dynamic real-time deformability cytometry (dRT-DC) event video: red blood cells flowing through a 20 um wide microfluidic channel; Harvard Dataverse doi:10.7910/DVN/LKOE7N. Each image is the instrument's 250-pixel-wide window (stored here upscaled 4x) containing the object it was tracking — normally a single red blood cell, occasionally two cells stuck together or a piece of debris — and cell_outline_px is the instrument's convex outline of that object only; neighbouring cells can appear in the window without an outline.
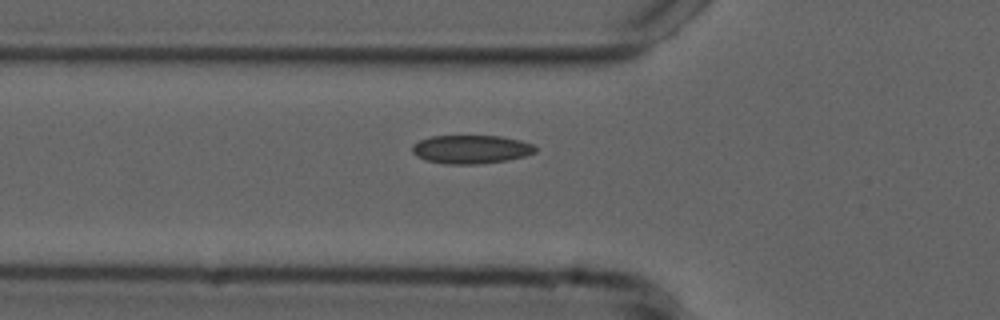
{"species": "common noctule bat (a hibernating species)", "species_latin": "Nyctalus noctula", "temperature_condition": "cold", "stored_images_in_passage": 39, "camera_frame_rate_fps": 3000, "um_per_image_px": 0.085, "animal": {"sex": "male", "forearm_length_mm": 52.5}, "frame": {"image": 1, "passage_image": 6, "time_ms": 1.667, "image_size_px": [1000, 320], "cell_outline_px": [[536, 152], [524, 156], [508, 160], [476, 164], [444, 164], [424, 160], [416, 156], [412, 152], [412, 144], [420, 140], [432, 136], [500, 136], [520, 140], [532, 144], [536, 148]], "centroid_in_image_um": [40.01, 12.69], "position_along_channel_um": 85.8, "area_um2": 20.52}}
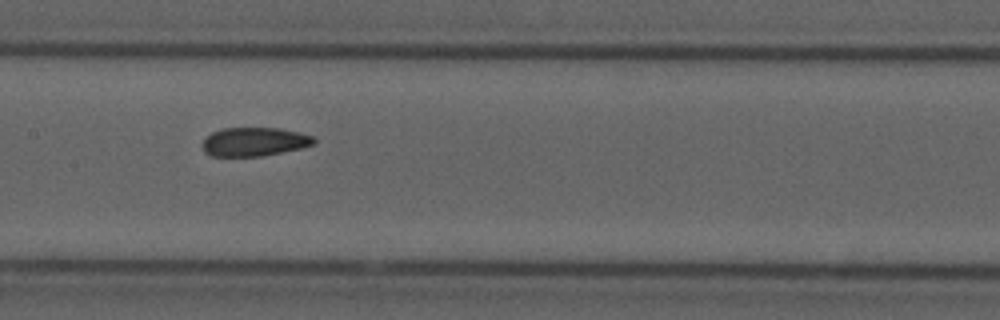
{"frame": {"image": 2, "passage_image": 14, "time_ms": 4.333, "image_size_px": [1000, 320], "cell_outline_px": [[316, 144], [300, 148], [264, 156], [212, 156], [204, 152], [200, 144], [212, 132], [224, 128], [280, 128], [300, 132], [312, 136], [316, 140]], "centroid_in_image_um": [21.62, 12.05], "position_along_channel_um": 185.8, "area_um2": 18.79}}
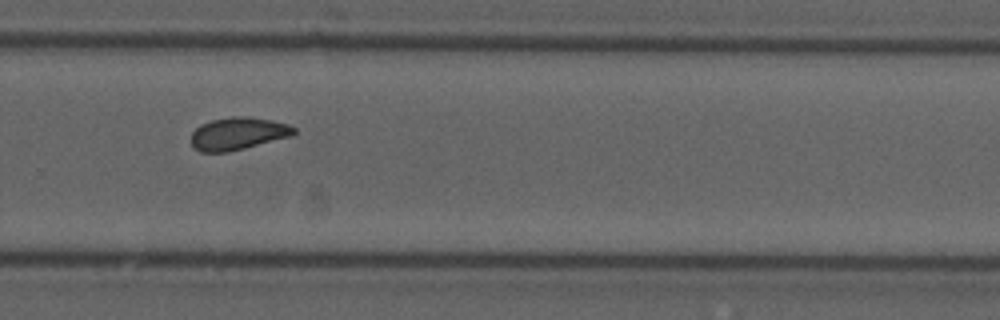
{"frame": {"image": 3, "passage_image": 24, "time_ms": 7.667, "image_size_px": [1000, 320], "cell_outline_px": [[296, 132], [292, 136], [228, 152], [200, 152], [192, 144], [192, 132], [200, 124], [212, 120], [232, 116], [244, 116], [272, 120], [288, 124], [296, 128]], "centroid_in_image_um": [20.24, 11.35], "position_along_channel_um": 309.6, "area_um2": 19.42}}